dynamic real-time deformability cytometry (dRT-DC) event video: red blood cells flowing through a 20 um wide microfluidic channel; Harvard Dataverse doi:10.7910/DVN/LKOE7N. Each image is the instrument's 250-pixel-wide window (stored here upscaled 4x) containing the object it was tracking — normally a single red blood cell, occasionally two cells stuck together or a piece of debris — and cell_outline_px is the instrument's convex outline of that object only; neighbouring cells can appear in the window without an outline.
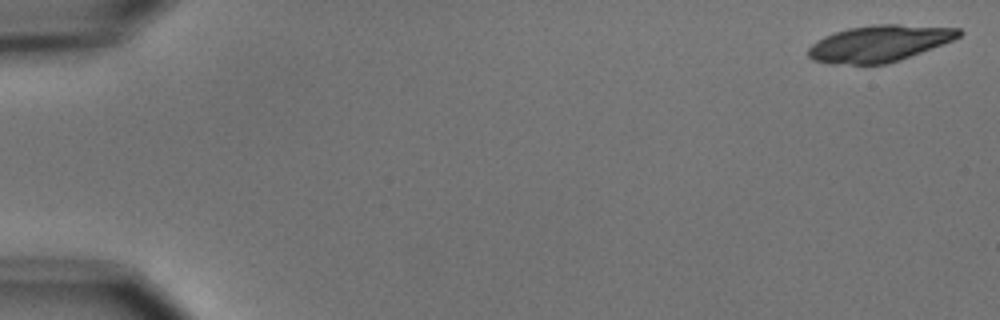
{"species": "common noctule bat (a hibernating species)", "species_latin": "Nyctalus noctula", "temperature_condition": "cold", "stored_images_in_passage": 6, "camera_frame_rate_fps": 3000, "um_per_image_px": 0.085, "animal": {"sex": "male", "body_mass_g": 15.6}, "frame": {"image": 1, "passage_image": 1, "time_ms": 0.0, "image_size_px": [1000, 320], "cell_outline_px": [[964, 32], [960, 36], [952, 40], [900, 60], [888, 64], [832, 64], [812, 60], [808, 56], [808, 48], [816, 40], [824, 36], [848, 28], [872, 24], [896, 24], [960, 28]], "centroid_in_image_um": [74.72, 3.69], "position_along_channel_um": 10.3, "area_um2": 32.02}}